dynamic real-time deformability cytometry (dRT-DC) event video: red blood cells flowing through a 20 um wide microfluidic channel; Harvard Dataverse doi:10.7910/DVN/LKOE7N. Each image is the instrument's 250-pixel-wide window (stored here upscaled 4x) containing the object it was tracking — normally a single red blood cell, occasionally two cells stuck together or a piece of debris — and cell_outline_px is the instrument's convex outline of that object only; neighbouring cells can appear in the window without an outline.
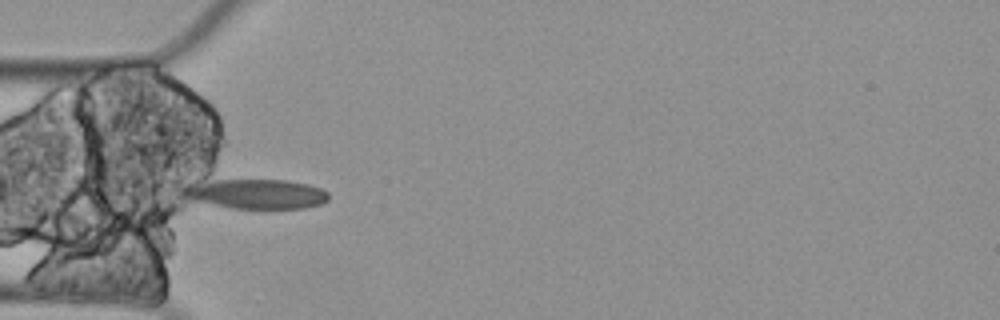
{"species": "Egyptian fruit bat (a non-hibernating species)", "species_latin": "Rousettus aegyptiacus", "temperature_condition": "cold", "stored_images_in_passage": 5, "camera_frame_rate_fps": 3000, "um_per_image_px": 0.085, "animal": {"sex": "female"}, "frame": {"image": 1, "passage_image": 3, "time_ms": 0.667, "image_size_px": [1000, 320], "cell_outline_px": [[328, 200], [320, 204], [304, 208], [232, 208], [188, 200], [188, 184], [216, 180], [284, 180], [308, 184], [320, 188], [328, 192]], "centroid_in_image_um": [21.85, 16.49], "position_along_channel_um": 63.2, "area_um2": 24.62}}
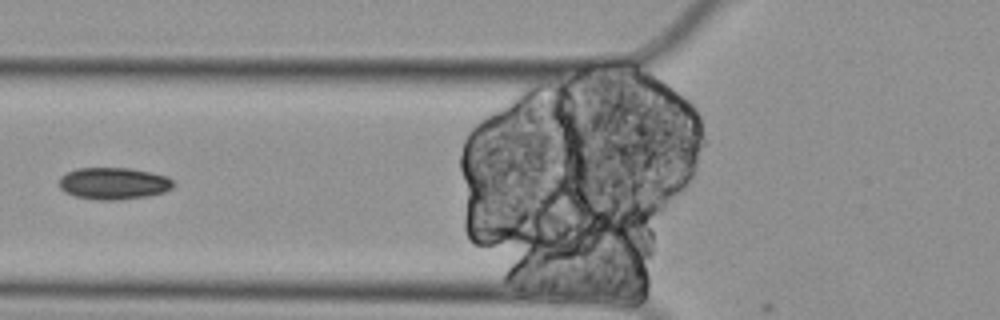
{"frame": {"image": 2, "passage_image": 4, "time_ms": 1.0, "image_size_px": [1000, 320], "cell_outline_px": [[172, 188], [164, 192], [148, 196], [116, 200], [96, 200], [76, 196], [64, 192], [60, 188], [60, 176], [76, 168], [128, 168], [168, 176], [172, 180]], "centroid_in_image_um": [9.64, 15.59], "position_along_channel_um": 116.2, "area_um2": 21.15}}